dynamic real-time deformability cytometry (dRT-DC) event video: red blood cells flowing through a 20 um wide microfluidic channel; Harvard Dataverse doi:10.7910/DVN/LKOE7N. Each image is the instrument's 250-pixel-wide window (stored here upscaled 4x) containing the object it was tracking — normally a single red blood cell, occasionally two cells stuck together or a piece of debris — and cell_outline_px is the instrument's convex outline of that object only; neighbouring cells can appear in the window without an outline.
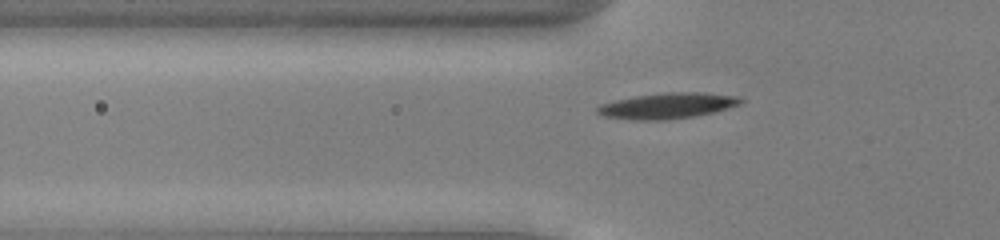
{"species": "common noctule bat (a hibernating species)", "species_latin": "Nyctalus noctula", "temperature_condition": "cold", "stored_images_in_passage": 48, "camera_frame_rate_fps": 3000, "um_per_image_px": 0.085, "animal": {"sex": "male", "body_mass_g": 13.0, "forearm_length_mm": 53.1}, "frame": {"image": 1, "passage_image": 13, "time_ms": 4.0, "image_size_px": [1000, 240], "cell_outline_px": [[744, 100], [740, 104], [712, 112], [692, 116], [664, 120], [632, 120], [604, 116], [596, 112], [596, 108], [600, 104], [616, 100], [636, 96], [664, 92], [704, 92], [740, 96]], "centroid_in_image_um": [56.73, 8.98], "position_along_channel_um": 69.1, "area_um2": 21.44}}
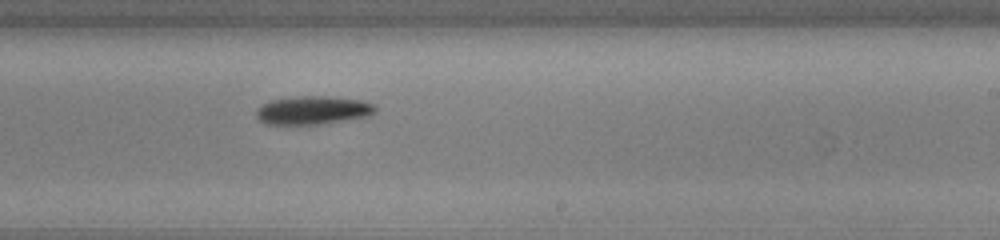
{"frame": {"image": 2, "passage_image": 28, "time_ms": 9.0, "image_size_px": [1000, 240], "cell_outline_px": [[376, 112], [368, 116], [316, 124], [264, 124], [256, 116], [256, 108], [272, 100], [300, 96], [328, 96], [360, 100], [376, 104]], "centroid_in_image_um": [26.6, 9.36], "position_along_channel_um": 262.4, "area_um2": 19.48}}
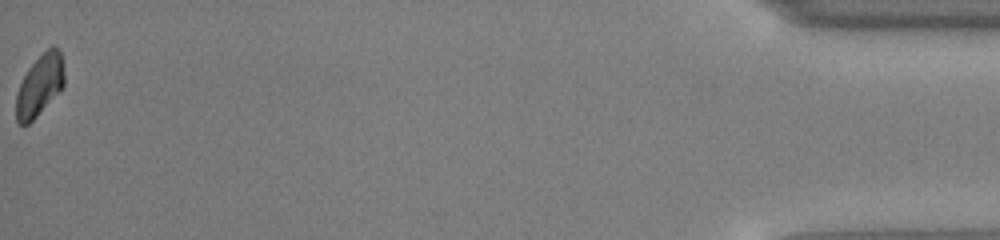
{"frame": {"image": 3, "passage_image": 48, "time_ms": 15.667, "image_size_px": [1000, 240], "cell_outline_px": [[64, 84], [36, 116], [28, 124], [20, 124], [16, 120], [16, 96], [20, 84], [28, 68], [52, 44], [60, 52], [64, 72]], "centroid_in_image_um": [3.36, 7.24], "position_along_channel_um": 431.8, "area_um2": 16.59}, "authors_computed_cell_mechanics": {"area_um2": 18.9006, "velocity_mm_per_s": 3.906, "shape_relaxation_time_tau1_ms": 1.2652, "shape_relaxation_time_tau2_ms": null, "deformation_change_tau1": 0.122, "deformation_change_tau2": null}}